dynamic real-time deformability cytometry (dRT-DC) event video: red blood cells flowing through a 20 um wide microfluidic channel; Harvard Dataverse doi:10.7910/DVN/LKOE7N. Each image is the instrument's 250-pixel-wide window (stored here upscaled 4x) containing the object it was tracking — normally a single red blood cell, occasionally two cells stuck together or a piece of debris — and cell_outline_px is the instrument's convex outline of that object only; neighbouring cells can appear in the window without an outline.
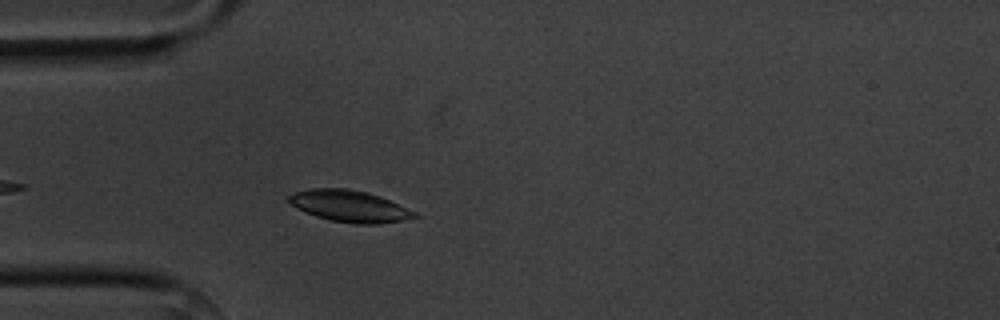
{"species": "common noctule bat (a hibernating species)", "species_latin": "Nyctalus noctula", "temperature_condition": "cold", "stored_images_in_passage": 3, "camera_frame_rate_fps": 3000, "um_per_image_px": 0.085, "animal": {"sex": "male", "body_mass_g": 20.1, "forearm_length_mm": 53.5}, "frame": {"image": 1, "passage_image": 3, "time_ms": 2.667, "image_size_px": [1000, 320], "cell_outline_px": [[420, 216], [404, 220], [376, 224], [356, 224], [328, 220], [316, 216], [292, 204], [288, 200], [288, 196], [296, 192], [312, 188], [348, 188], [368, 192], [380, 196], [416, 212]], "centroid_in_image_um": [29.76, 17.52], "position_along_channel_um": 55.2, "area_um2": 22.95}}